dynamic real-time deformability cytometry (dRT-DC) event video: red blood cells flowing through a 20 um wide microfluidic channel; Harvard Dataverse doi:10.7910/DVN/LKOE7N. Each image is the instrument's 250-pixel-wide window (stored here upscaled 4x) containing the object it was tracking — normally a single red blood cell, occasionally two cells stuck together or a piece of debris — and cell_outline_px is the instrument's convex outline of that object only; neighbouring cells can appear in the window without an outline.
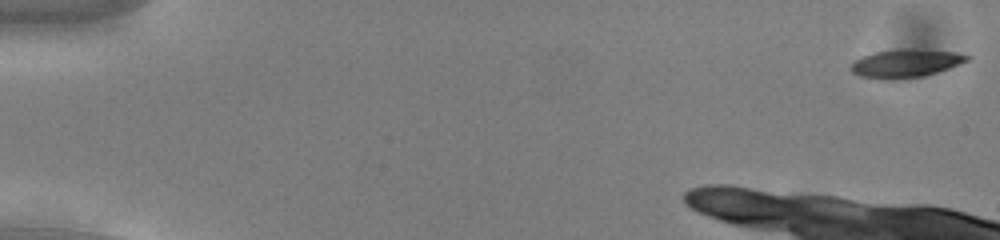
{"species": "common noctule bat (a hibernating species)", "species_latin": "Nyctalus noctula", "temperature_condition": "cold", "stored_images_in_passage": 14, "camera_frame_rate_fps": 3000, "um_per_image_px": 0.085, "animal": {"sex": "male", "body_mass_g": 13.0, "forearm_length_mm": 53.1}, "frame": {"image": 1, "passage_image": 1, "time_ms": 0.0, "image_size_px": [1000, 240], "cell_outline_px": [[972, 56], [968, 60], [960, 64], [924, 76], [860, 76], [852, 72], [848, 68], [856, 60], [872, 52], [956, 52]], "centroid_in_image_um": [77.01, 5.39], "position_along_channel_um": 8.0, "area_um2": 16.94}}